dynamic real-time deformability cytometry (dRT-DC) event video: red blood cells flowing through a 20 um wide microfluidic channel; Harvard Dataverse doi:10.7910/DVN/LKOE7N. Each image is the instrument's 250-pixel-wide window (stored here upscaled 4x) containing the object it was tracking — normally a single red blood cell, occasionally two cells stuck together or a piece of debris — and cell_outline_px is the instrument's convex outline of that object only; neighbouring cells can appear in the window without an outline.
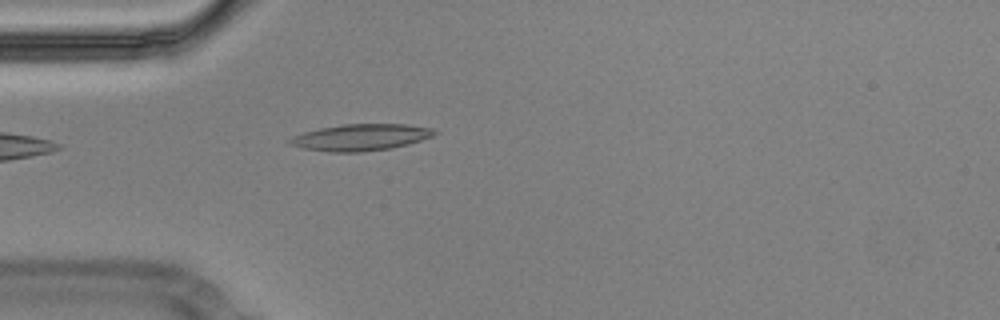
{"species": "Egyptian fruit bat (a non-hibernating species)", "species_latin": "Rousettus aegyptiacus", "temperature_condition": "cold", "stored_images_in_passage": 12, "camera_frame_rate_fps": 3000, "um_per_image_px": 0.085, "animal": {"sex": "male"}, "frame": {"image": 1, "passage_image": 1, "time_ms": 0.0, "image_size_px": [1000, 320], "cell_outline_px": [[436, 132], [432, 136], [408, 144], [392, 148], [360, 152], [332, 152], [304, 148], [288, 144], [288, 140], [292, 136], [304, 132], [320, 128], [344, 124], [404, 124], [432, 128]], "centroid_in_image_um": [30.63, 11.67], "position_along_channel_um": 54.4, "area_um2": 22.2}}